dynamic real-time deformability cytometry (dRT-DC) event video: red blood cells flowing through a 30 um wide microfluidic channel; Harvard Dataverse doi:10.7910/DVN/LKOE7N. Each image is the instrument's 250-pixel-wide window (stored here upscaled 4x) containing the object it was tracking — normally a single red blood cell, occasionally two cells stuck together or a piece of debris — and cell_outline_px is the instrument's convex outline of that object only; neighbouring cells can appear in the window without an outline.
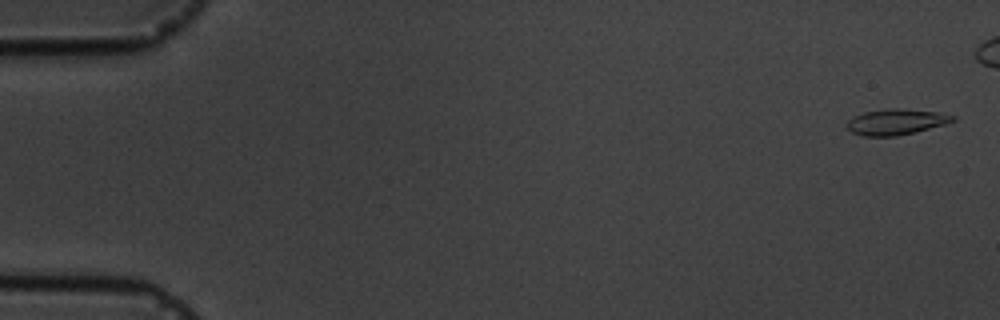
{"species": "common noctule bat (a hibernating species)", "species_latin": "Nyctalus noctula", "temperature_condition": "cold", "stored_images_in_passage": 15, "camera_frame_rate_fps": 3000, "um_per_image_px": 0.085, "animal": {"sex": "male", "body_mass_g": 19.5, "forearm_length_mm": 54.6}, "frame": {"image": 1, "passage_image": 1, "time_ms": 0.0, "image_size_px": [1000, 320], "cell_outline_px": [[956, 120], [944, 124], [916, 132], [896, 136], [864, 136], [852, 132], [844, 124], [848, 120], [864, 112], [888, 108], [900, 108], [936, 112], [956, 116]], "centroid_in_image_um": [76.16, 10.36], "position_along_channel_um": 8.8, "area_um2": 15.84}}
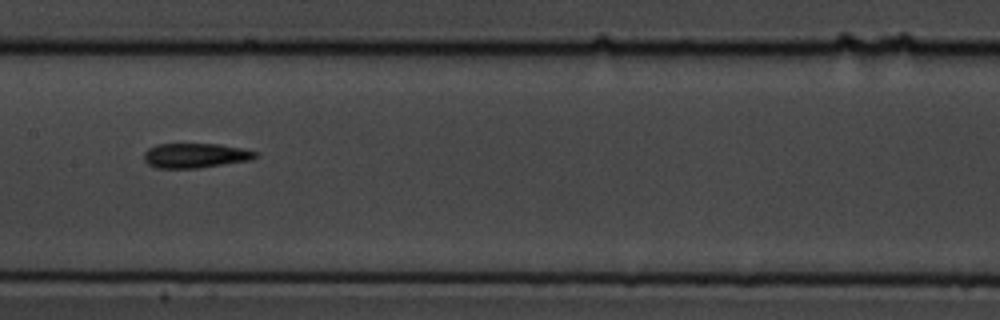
{"frame": {"image": 2, "passage_image": 9, "time_ms": 9.0, "image_size_px": [1000, 320], "cell_outline_px": [[260, 152], [256, 156], [248, 160], [196, 168], [156, 168], [148, 164], [144, 160], [144, 152], [148, 148], [156, 144], [220, 144]], "centroid_in_image_um": [16.55, 13.21], "position_along_channel_um": 190.8, "area_um2": 15.9}}
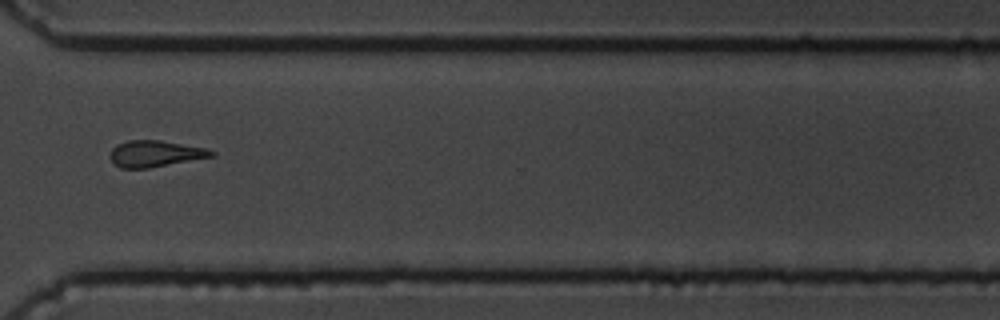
{"frame": {"image": 3, "passage_image": 13, "time_ms": 13.667, "image_size_px": [1000, 320], "cell_outline_px": [[216, 156], [148, 168], [120, 168], [112, 164], [108, 156], [112, 148], [116, 144], [128, 140], [160, 140], [208, 148], [216, 152]], "centroid_in_image_um": [13.17, 13.06], "position_along_channel_um": 357.4, "area_um2": 15.9}}